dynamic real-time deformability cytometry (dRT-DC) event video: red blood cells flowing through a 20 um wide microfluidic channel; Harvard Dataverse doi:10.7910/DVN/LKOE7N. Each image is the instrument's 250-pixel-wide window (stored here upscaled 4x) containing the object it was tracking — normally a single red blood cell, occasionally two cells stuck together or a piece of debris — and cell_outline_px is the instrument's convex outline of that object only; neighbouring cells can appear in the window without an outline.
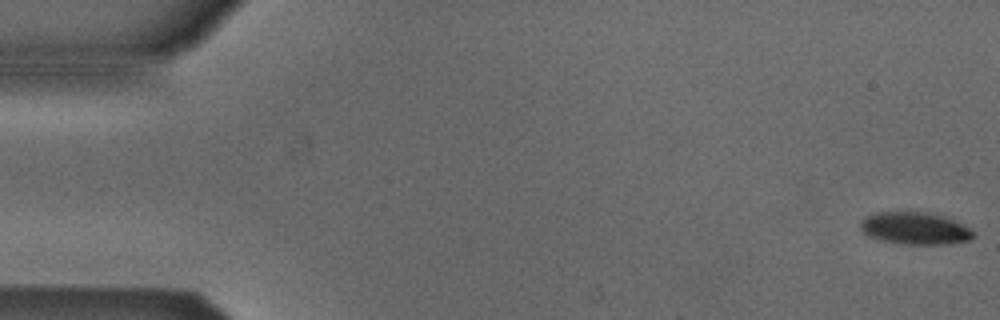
{"species": "Egyptian fruit bat (a non-hibernating species)", "species_latin": "Rousettus aegyptiacus", "temperature_condition": "cold", "stored_images_in_passage": 53, "camera_frame_rate_fps": 3000, "um_per_image_px": 0.085, "animal": {"sex": "male"}, "frame": {"image": 1, "passage_image": 1, "time_ms": 0.0, "image_size_px": [1000, 320], "cell_outline_px": [[976, 236], [972, 240], [948, 244], [904, 244], [880, 240], [868, 236], [860, 228], [860, 220], [864, 216], [876, 212], [928, 212], [944, 216], [956, 220], [972, 228]], "centroid_in_image_um": [77.81, 19.4], "position_along_channel_um": 7.2, "area_um2": 21.68}}
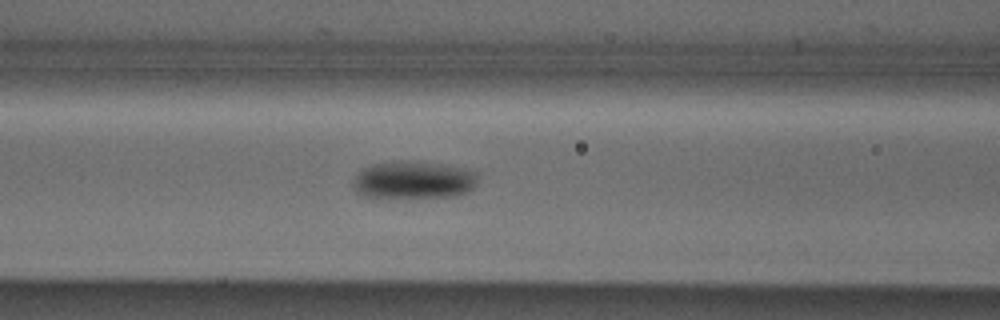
{"frame": {"image": 2, "passage_image": 22, "time_ms": 7.0, "image_size_px": [1000, 320], "cell_outline_px": [[476, 184], [468, 192], [456, 196], [364, 196], [356, 192], [352, 184], [356, 176], [364, 168], [376, 164], [400, 160], [408, 160], [440, 164], [464, 168], [476, 172]], "centroid_in_image_um": [35.17, 15.28], "position_along_channel_um": 131.4, "area_um2": 26.76}}
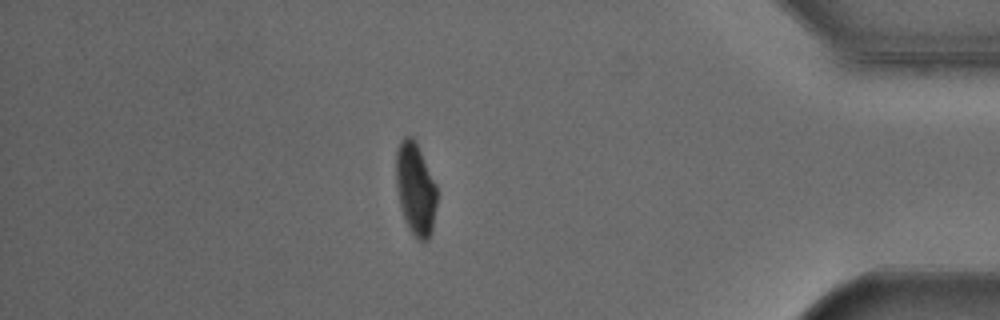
{"frame": {"image": 3, "passage_image": 46, "time_ms": 15.0, "image_size_px": [1000, 320], "cell_outline_px": [[436, 204], [432, 232], [428, 240], [420, 240], [412, 232], [404, 216], [400, 204], [396, 184], [396, 152], [400, 140], [404, 136], [412, 136], [416, 140], [436, 184]], "centroid_in_image_um": [35.32, 15.99], "position_along_channel_um": 399.9, "area_um2": 21.79}, "authors_computed_cell_mechanics": {"area_um2": 24.1026, "velocity_mm_per_s": 3.8659, "shape_relaxation_time_tau1_ms": 3.2544, "shape_relaxation_time_tau2_ms": 3.9819, "deformation_change_tau1": 0.1099, "deformation_change_tau2": 0.0413}}